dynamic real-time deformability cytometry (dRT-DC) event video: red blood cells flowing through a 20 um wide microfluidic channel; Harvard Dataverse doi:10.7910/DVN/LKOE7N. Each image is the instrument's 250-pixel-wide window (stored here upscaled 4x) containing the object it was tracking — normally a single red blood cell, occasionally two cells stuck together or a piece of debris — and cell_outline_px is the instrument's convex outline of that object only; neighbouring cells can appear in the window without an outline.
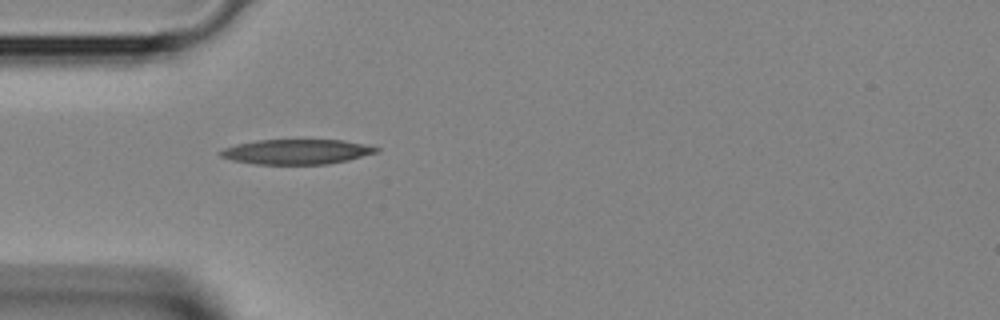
{"species": "Egyptian fruit bat (a non-hibernating species)", "species_latin": "Rousettus aegyptiacus", "temperature_condition": "room temperature", "stored_images_in_passage": 5, "camera_frame_rate_fps": 3000, "um_per_image_px": 0.085, "animal": {"sex": "female"}, "frame": {"image": 1, "passage_image": 5, "time_ms": 1.333, "image_size_px": [1000, 320], "cell_outline_px": [[380, 152], [348, 160], [328, 164], [256, 164], [232, 160], [220, 156], [216, 152], [224, 148], [236, 144], [256, 140], [344, 140], [364, 144], [380, 148]], "centroid_in_image_um": [25.22, 12.9], "position_along_channel_um": 59.8, "area_um2": 22.77}}